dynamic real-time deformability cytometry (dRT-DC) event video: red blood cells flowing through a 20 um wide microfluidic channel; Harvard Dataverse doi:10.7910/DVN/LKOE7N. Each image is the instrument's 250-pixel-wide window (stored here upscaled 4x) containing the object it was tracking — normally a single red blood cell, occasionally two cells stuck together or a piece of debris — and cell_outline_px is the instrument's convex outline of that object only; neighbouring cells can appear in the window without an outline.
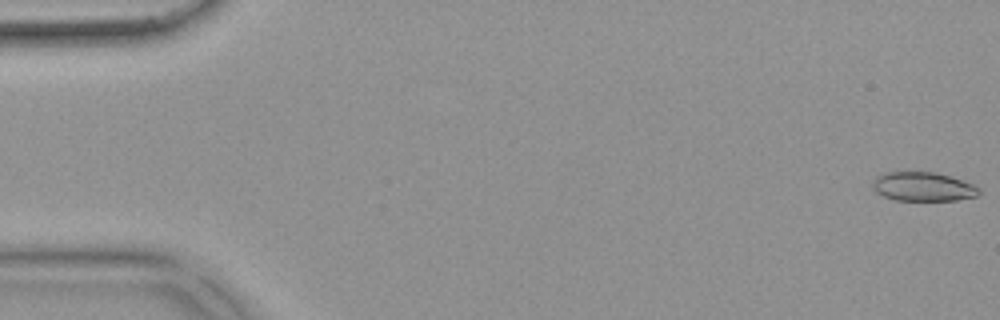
{"species": "common noctule bat (a hibernating species)", "species_latin": "Nyctalus noctula", "temperature_condition": "warm", "stored_images_in_passage": 53, "camera_frame_rate_fps": 3000, "um_per_image_px": 0.085, "animal": {"sex": "female", "body_mass_g": 18.4}, "frame": {"image": 1, "passage_image": 1, "time_ms": 0.0, "image_size_px": [1000, 320], "cell_outline_px": [[980, 192], [976, 196], [956, 200], [896, 200], [884, 196], [876, 192], [872, 188], [872, 180], [876, 176], [884, 172], [936, 172], [952, 176], [972, 184], [980, 188]], "centroid_in_image_um": [78.44, 15.85], "position_along_channel_um": 6.6, "area_um2": 18.09}}
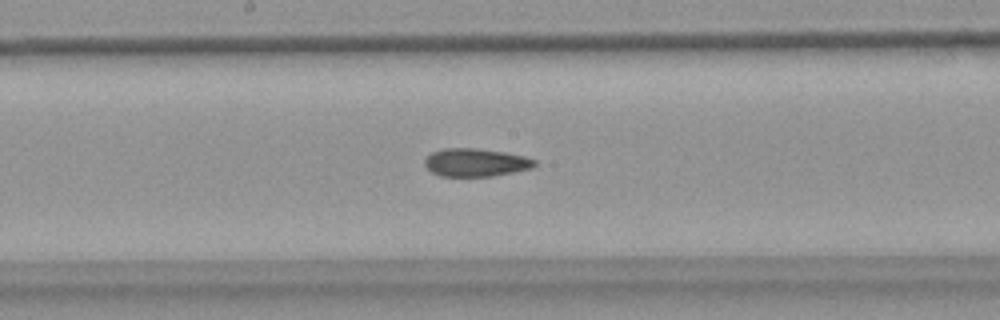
{"frame": {"image": 2, "passage_image": 28, "time_ms": 9.0, "image_size_px": [1000, 320], "cell_outline_px": [[536, 164], [532, 168], [492, 176], [440, 176], [432, 172], [424, 164], [424, 160], [432, 152], [444, 148], [476, 148], [504, 152], [524, 156], [536, 160]], "centroid_in_image_um": [40.42, 13.81], "position_along_channel_um": 207.8, "area_um2": 17.86}}
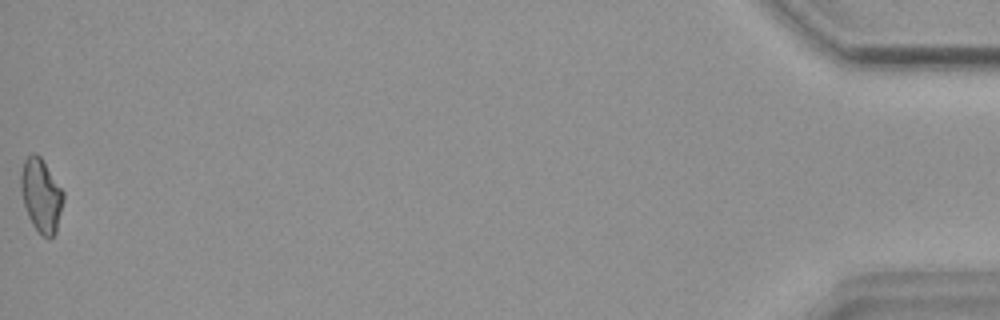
{"frame": {"image": 3, "passage_image": 53, "time_ms": 17.333, "image_size_px": [1000, 320], "cell_outline_px": [[64, 196], [56, 232], [48, 240], [32, 224], [28, 216], [24, 204], [20, 188], [20, 172], [24, 160], [32, 152], [36, 152], [40, 156], [64, 192]], "centroid_in_image_um": [3.48, 16.58], "position_along_channel_um": 431.7, "area_um2": 18.09}, "authors_computed_cell_mechanics": {"area_um2": 18.1492, "velocity_mm_per_s": 3.8738, "shape_relaxation_time_tau1_ms": null, "shape_relaxation_time_tau2_ms": 4.5806, "deformation_change_tau1": null, "deformation_change_tau2": 0.1134}}